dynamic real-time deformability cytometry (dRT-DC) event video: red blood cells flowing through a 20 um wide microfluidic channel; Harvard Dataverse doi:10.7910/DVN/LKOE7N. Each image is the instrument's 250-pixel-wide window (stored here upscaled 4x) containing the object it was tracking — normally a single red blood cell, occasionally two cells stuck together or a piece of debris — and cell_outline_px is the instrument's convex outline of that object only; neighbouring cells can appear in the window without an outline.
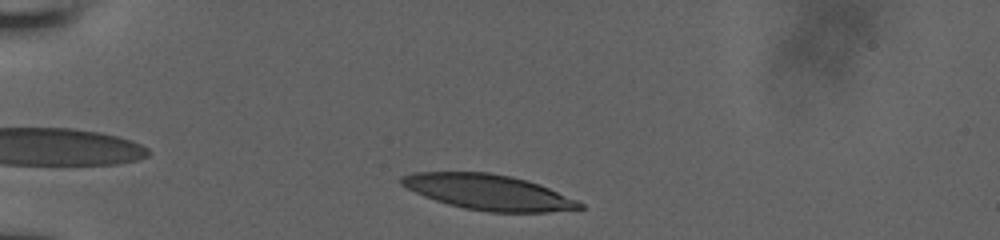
{"species": "human", "species_latin": "Homo sapiens", "temperature_condition": "room temperature", "stored_images_in_passage": 13, "camera_frame_rate_fps": 3000, "um_per_image_px": 0.085, "donor": {"sex": "male"}, "frame": {"image": 1, "passage_image": 4, "time_ms": 0.667, "image_size_px": [1000, 240], "cell_outline_px": [[584, 208], [544, 212], [488, 212], [464, 208], [448, 204], [424, 196], [400, 184], [400, 176], [412, 172], [488, 172], [508, 176], [524, 180], [548, 188], [576, 200], [584, 204]], "centroid_in_image_um": [41.46, 16.33], "position_along_channel_um": 43.5, "area_um2": 36.24}}